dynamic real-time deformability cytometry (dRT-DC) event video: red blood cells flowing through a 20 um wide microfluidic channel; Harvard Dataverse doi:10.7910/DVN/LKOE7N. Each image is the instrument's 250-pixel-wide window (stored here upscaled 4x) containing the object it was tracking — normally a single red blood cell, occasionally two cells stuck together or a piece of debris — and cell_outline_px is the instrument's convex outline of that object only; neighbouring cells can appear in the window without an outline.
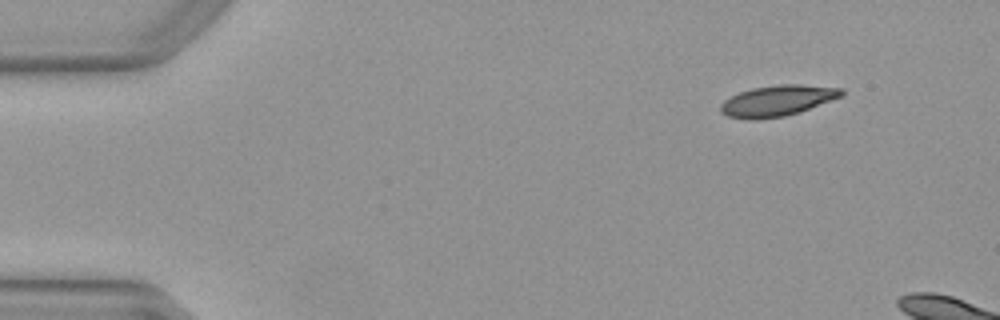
{"species": "Egyptian fruit bat (a non-hibernating species)", "species_latin": "Rousettus aegyptiacus", "temperature_condition": "warm", "stored_images_in_passage": 7, "camera_frame_rate_fps": 3000, "um_per_image_px": 0.085, "animal": {"sex": "female"}, "frame": {"image": 1, "passage_image": 1, "time_ms": 0.0, "image_size_px": [1000, 320], "cell_outline_px": [[844, 96], [800, 112], [784, 116], [756, 120], [748, 120], [728, 116], [720, 112], [720, 104], [724, 100], [740, 92], [752, 88], [780, 84], [800, 84], [844, 88]], "centroid_in_image_um": [66.11, 8.56], "position_along_channel_um": 18.9, "area_um2": 21.96}}